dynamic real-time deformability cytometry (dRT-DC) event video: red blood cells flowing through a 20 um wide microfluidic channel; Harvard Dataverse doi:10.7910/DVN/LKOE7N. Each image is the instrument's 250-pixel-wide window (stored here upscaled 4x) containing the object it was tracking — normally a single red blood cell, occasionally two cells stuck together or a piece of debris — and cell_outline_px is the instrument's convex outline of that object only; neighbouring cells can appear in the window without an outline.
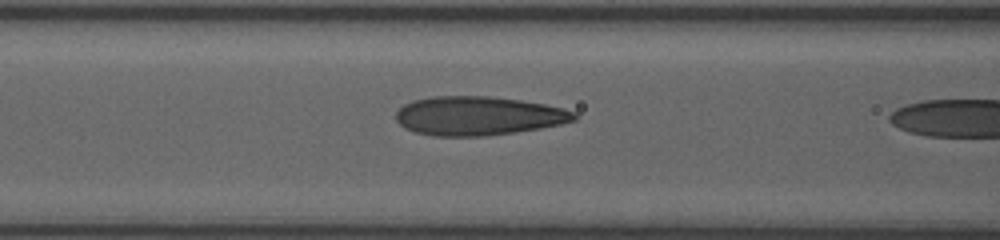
{"species": "human", "species_latin": "Homo sapiens", "temperature_condition": "room temperature", "stored_images_in_passage": 23, "camera_frame_rate_fps": 3000, "um_per_image_px": 0.085, "donor": {"sex": "female"}, "frame": {"image": 1, "passage_image": 22, "time_ms": 7.0, "image_size_px": [1000, 240], "cell_outline_px": [[576, 120], [560, 124], [540, 128], [484, 136], [432, 136], [416, 132], [404, 128], [396, 120], [396, 112], [404, 104], [412, 100], [432, 96], [488, 96], [520, 100], [544, 104], [564, 108], [576, 112]], "centroid_in_image_um": [40.63, 9.84], "position_along_channel_um": 126.0, "area_um2": 40.4}}